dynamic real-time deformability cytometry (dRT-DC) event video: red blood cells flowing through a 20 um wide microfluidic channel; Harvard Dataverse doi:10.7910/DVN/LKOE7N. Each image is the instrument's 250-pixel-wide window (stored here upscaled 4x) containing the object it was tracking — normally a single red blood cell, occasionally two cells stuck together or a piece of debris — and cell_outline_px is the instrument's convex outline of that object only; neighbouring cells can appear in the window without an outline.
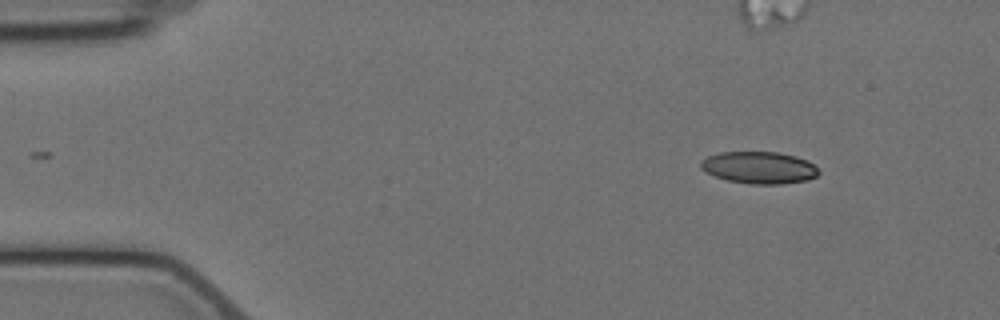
{"species": "Egyptian fruit bat (a non-hibernating species)", "species_latin": "Rousettus aegyptiacus", "temperature_condition": "cold", "stored_images_in_passage": 8, "camera_frame_rate_fps": 3000, "um_per_image_px": 0.085, "animal": {"sex": "female"}, "frame": {"image": 1, "passage_image": 1, "time_ms": 0.0, "image_size_px": [1000, 320], "cell_outline_px": [[820, 172], [816, 176], [808, 180], [780, 184], [752, 184], [728, 180], [716, 176], [700, 168], [700, 160], [708, 156], [720, 152], [776, 152], [796, 156], [812, 164]], "centroid_in_image_um": [64.51, 14.24], "position_along_channel_um": 20.5, "area_um2": 21.79}}
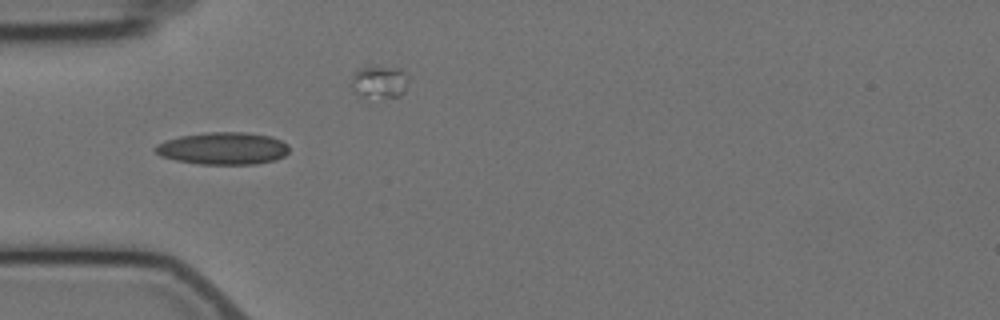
{"frame": {"image": 2, "passage_image": 4, "time_ms": 3.667, "image_size_px": [1000, 320], "cell_outline_px": [[288, 152], [284, 156], [276, 160], [252, 164], [200, 164], [176, 160], [160, 156], [152, 148], [156, 144], [164, 140], [180, 136], [208, 132], [244, 132], [272, 136], [288, 144]], "centroid_in_image_um": [18.94, 12.61], "position_along_channel_um": 66.1, "area_um2": 25.32}}
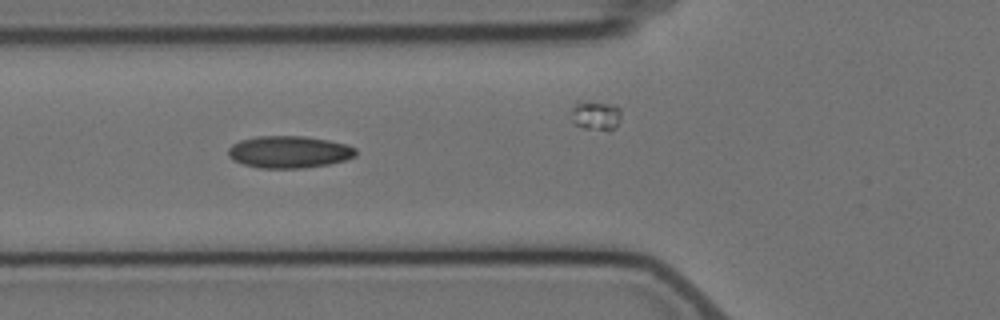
{"frame": {"image": 3, "passage_image": 5, "time_ms": 4.667, "image_size_px": [1000, 320], "cell_outline_px": [[356, 156], [344, 160], [328, 164], [304, 168], [260, 168], [244, 164], [232, 160], [228, 156], [228, 148], [232, 144], [240, 140], [256, 136], [304, 136], [328, 140], [348, 144], [356, 148]], "centroid_in_image_um": [24.56, 12.91], "position_along_channel_um": 101.2, "area_um2": 23.99}}